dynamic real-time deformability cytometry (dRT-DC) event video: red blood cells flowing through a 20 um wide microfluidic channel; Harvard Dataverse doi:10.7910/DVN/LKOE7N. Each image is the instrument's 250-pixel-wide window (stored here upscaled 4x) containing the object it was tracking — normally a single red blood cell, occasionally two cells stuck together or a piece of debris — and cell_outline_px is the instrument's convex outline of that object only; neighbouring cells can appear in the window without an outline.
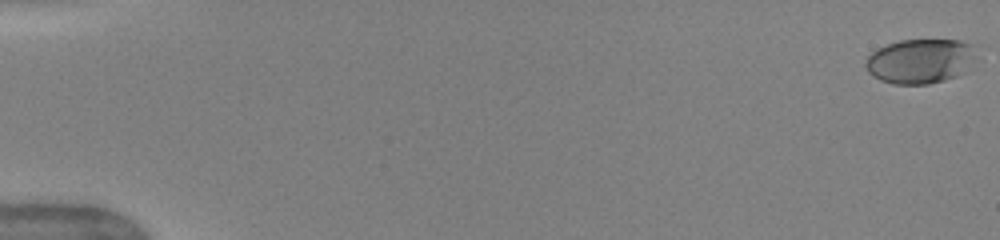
{"species": "human", "species_latin": "Homo sapiens", "temperature_condition": "warm", "stored_images_in_passage": 52, "camera_frame_rate_fps": 3000, "um_per_image_px": 0.085, "donor": {"sex": "female"}, "frame": {"image": 1, "passage_image": 1, "time_ms": 0.0, "image_size_px": [1000, 240], "cell_outline_px": [[972, 56], [956, 76], [944, 80], [928, 84], [892, 84], [880, 80], [872, 76], [868, 72], [864, 64], [868, 56], [876, 48], [900, 40], [960, 40], [972, 44]], "centroid_in_image_um": [78.08, 5.19], "position_along_channel_um": 6.9, "area_um2": 28.09}}
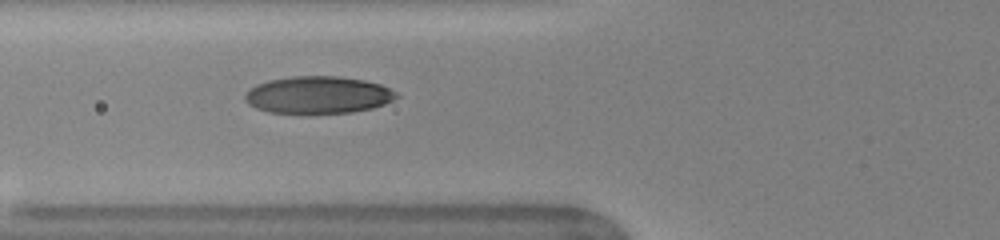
{"frame": {"image": 2, "passage_image": 21, "time_ms": 6.667, "image_size_px": [1000, 240], "cell_outline_px": [[400, 96], [384, 104], [372, 108], [352, 112], [268, 112], [256, 108], [248, 104], [244, 100], [244, 96], [248, 88], [256, 84], [268, 80], [292, 76], [336, 76], [364, 80], [380, 84], [396, 92]], "centroid_in_image_um": [27.0, 8.05], "position_along_channel_um": 98.8, "area_um2": 32.66}}
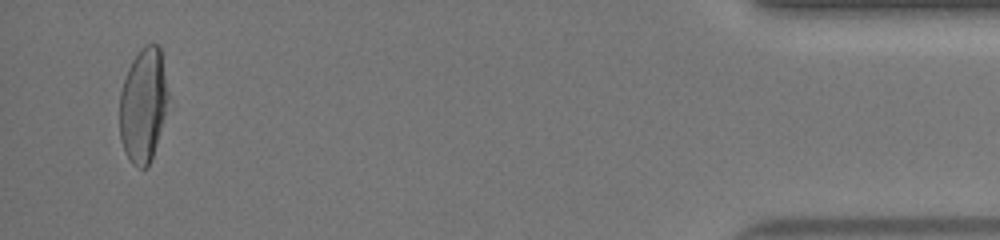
{"frame": {"image": 3, "passage_image": 50, "time_ms": 16.333, "image_size_px": [1000, 240], "cell_outline_px": [[168, 96], [156, 144], [148, 168], [136, 168], [128, 160], [120, 140], [120, 92], [128, 68], [132, 60], [140, 48], [148, 44], [156, 44], [160, 48], [168, 92]], "centroid_in_image_um": [12.14, 8.95], "position_along_channel_um": 423.1, "area_um2": 31.96}, "authors_computed_cell_mechanics": {"area_um2": 31.8478, "velocity_mm_per_s": 4.0561, "shape_relaxation_time_tau1_ms": 4.5435, "shape_relaxation_time_tau2_ms": 0.7836, "deformation_change_tau1": 0.2005, "deformation_change_tau2": 0.0596}}